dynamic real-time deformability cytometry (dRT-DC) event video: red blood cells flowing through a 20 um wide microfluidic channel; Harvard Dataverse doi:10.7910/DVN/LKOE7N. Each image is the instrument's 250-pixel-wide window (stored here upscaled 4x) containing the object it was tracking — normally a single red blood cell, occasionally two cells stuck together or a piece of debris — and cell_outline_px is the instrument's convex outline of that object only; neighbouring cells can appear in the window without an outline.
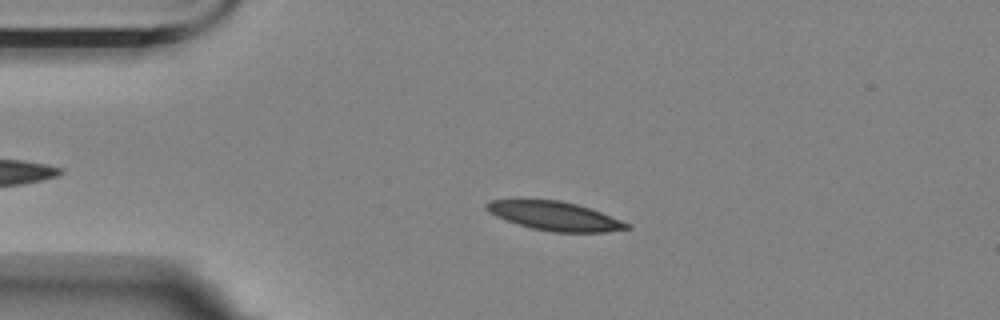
{"species": "Egyptian fruit bat (a non-hibernating species)", "species_latin": "Rousettus aegyptiacus", "temperature_condition": "room temperature", "stored_images_in_passage": 51, "camera_frame_rate_fps": 3000, "um_per_image_px": 0.085, "animal": {"sex": "female"}, "frame": {"image": 1, "passage_image": 12, "time_ms": 3.667, "image_size_px": [1000, 320], "cell_outline_px": [[632, 228], [608, 232], [552, 232], [532, 228], [496, 216], [488, 212], [484, 208], [484, 204], [488, 200], [560, 200], [576, 204], [600, 212], [632, 224]], "centroid_in_image_um": [47.17, 18.37], "position_along_channel_um": 37.8, "area_um2": 23.47}}
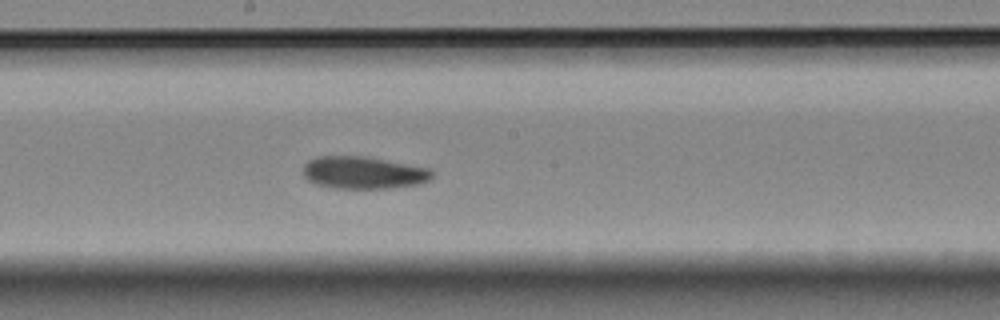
{"frame": {"image": 2, "passage_image": 30, "time_ms": 9.667, "image_size_px": [1000, 320], "cell_outline_px": [[436, 172], [428, 180], [420, 184], [388, 188], [336, 188], [316, 184], [308, 180], [304, 176], [304, 164], [308, 160], [316, 156], [368, 156], [432, 168]], "centroid_in_image_um": [30.94, 14.66], "position_along_channel_um": 217.3, "area_um2": 24.62}}
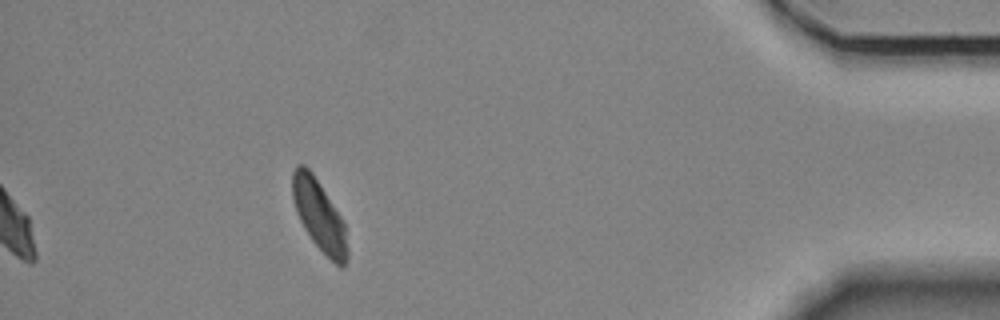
{"frame": {"image": 3, "passage_image": 51, "time_ms": 16.667, "image_size_px": [1000, 320], "cell_outline_px": [[348, 260], [344, 268], [340, 268], [312, 240], [304, 228], [296, 212], [292, 196], [292, 172], [296, 164], [304, 164], [312, 172], [340, 216], [344, 224], [348, 248]], "centroid_in_image_um": [27.12, 18.31], "position_along_channel_um": 408.1, "area_um2": 22.43}, "authors_computed_cell_mechanics": {"area_um2": 23.8714, "velocity_mm_per_s": 3.4752, "shape_relaxation_time_tau1_ms": 5.2337, "shape_relaxation_time_tau2_ms": null, "deformation_change_tau1": 0.141, "deformation_change_tau2": null}}